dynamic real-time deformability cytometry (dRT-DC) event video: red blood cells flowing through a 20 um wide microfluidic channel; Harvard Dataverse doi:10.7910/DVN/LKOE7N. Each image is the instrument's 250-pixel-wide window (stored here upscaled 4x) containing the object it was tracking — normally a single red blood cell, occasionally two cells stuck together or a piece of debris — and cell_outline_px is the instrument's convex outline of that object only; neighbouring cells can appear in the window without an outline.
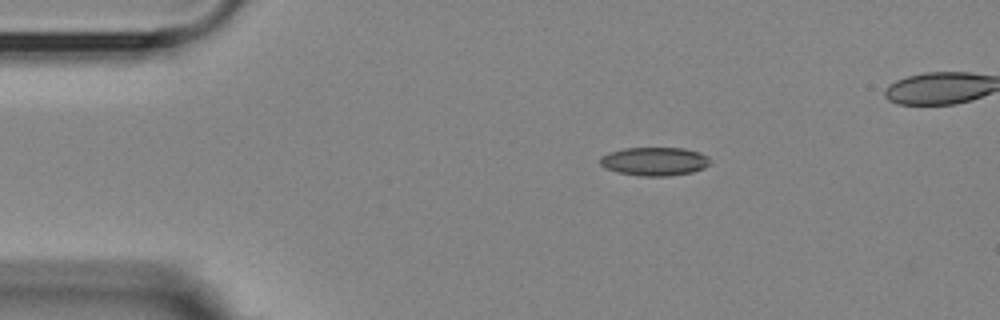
{"species": "Egyptian fruit bat (a non-hibernating species)", "species_latin": "Rousettus aegyptiacus", "temperature_condition": "room temperature", "stored_images_in_passage": 43, "camera_frame_rate_fps": 3000, "um_per_image_px": 0.085, "animal": {"sex": "female"}, "frame": {"image": 1, "passage_image": 1, "time_ms": 0.0, "image_size_px": [1000, 320], "cell_outline_px": [[712, 160], [704, 168], [692, 172], [668, 176], [640, 176], [616, 172], [604, 168], [600, 164], [600, 156], [608, 152], [624, 148], [684, 148], [700, 152], [708, 156]], "centroid_in_image_um": [55.62, 13.71], "position_along_channel_um": 29.4, "area_um2": 18.5}}
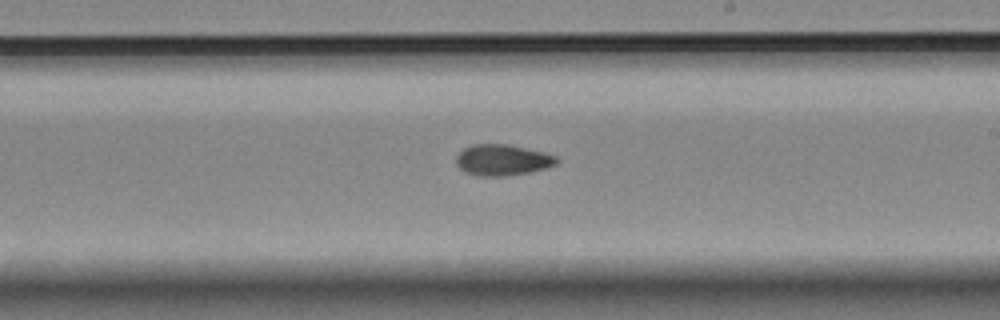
{"frame": {"image": 2, "passage_image": 23, "time_ms": 7.333, "image_size_px": [1000, 320], "cell_outline_px": [[560, 160], [556, 164], [544, 168], [528, 172], [504, 176], [480, 176], [464, 172], [456, 164], [456, 156], [464, 148], [472, 144], [508, 144], [544, 152], [556, 156]], "centroid_in_image_um": [42.69, 13.59], "position_along_channel_um": 246.3, "area_um2": 18.15}}
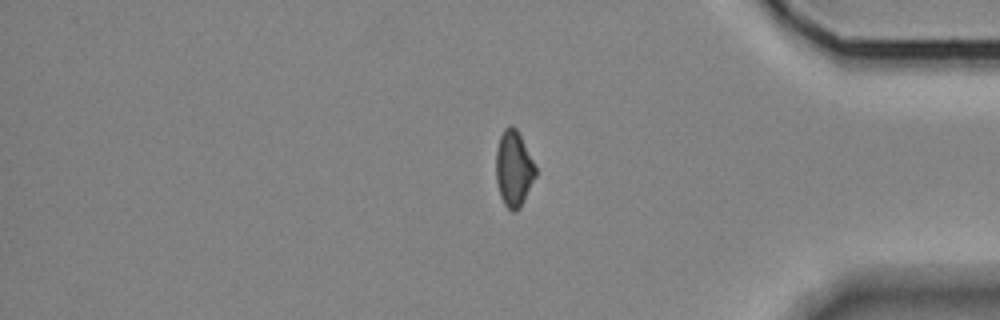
{"frame": {"image": 3, "passage_image": 37, "time_ms": 12.0, "image_size_px": [1000, 320], "cell_outline_px": [[536, 176], [520, 208], [516, 212], [512, 212], [504, 204], [500, 196], [496, 180], [496, 148], [500, 136], [504, 128], [508, 124], [512, 124], [516, 128], [536, 168]], "centroid_in_image_um": [43.65, 14.34], "position_along_channel_um": 391.6, "area_um2": 17.46}}